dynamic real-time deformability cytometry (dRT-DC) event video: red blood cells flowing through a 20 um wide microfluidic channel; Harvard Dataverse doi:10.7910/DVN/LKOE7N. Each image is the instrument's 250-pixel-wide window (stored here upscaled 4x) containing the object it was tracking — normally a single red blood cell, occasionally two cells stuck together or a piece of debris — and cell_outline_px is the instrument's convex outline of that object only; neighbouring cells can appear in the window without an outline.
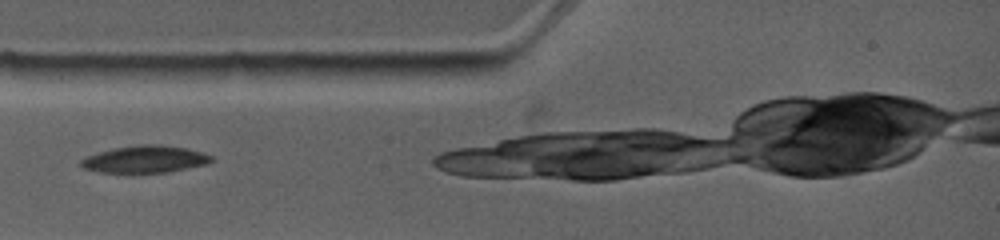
{"species": "common noctule bat (a hibernating species)", "species_latin": "Nyctalus noctula", "temperature_condition": "warm", "stored_images_in_passage": 4, "camera_frame_rate_fps": 4500, "um_per_image_px": 0.085, "animal": {"sex": "female", "body_mass_g": 19.0, "forearm_length_mm": 53.3}, "frame": {"image": 1, "passage_image": 1, "time_ms": 0.0, "image_size_px": [1000, 240], "cell_outline_px": [[212, 160], [208, 164], [168, 172], [96, 172], [84, 168], [80, 164], [80, 160], [88, 156], [112, 148], [136, 144], [156, 144], [188, 148], [204, 152], [212, 156]], "centroid_in_image_um": [12.35, 13.52], "position_along_channel_um": 72.6, "area_um2": 20.63}}